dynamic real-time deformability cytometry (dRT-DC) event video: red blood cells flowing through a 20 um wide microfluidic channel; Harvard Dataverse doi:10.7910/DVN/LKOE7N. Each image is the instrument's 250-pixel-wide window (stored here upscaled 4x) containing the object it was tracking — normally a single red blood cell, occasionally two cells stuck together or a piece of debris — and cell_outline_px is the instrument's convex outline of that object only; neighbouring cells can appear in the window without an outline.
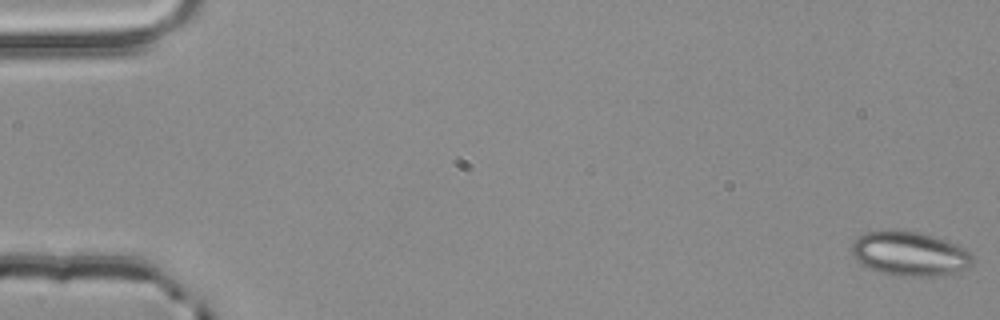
{"species": "common noctule bat (a hibernating species)", "species_latin": "Nyctalus noctula", "temperature_condition": "room temperature", "stored_images_in_passage": 55, "camera_frame_rate_fps": 3000, "um_per_image_px": 0.085, "animal": {"sex": "male", "body_mass_g": 20.4}, "frame": {"image": 1, "passage_image": 1, "time_ms": 0.0, "image_size_px": [1000, 320], "cell_outline_px": [[972, 264], [968, 268], [956, 272], [940, 276], [896, 276], [880, 272], [868, 268], [860, 264], [856, 260], [852, 252], [852, 240], [864, 232], [892, 228], [900, 228], [932, 236], [956, 244], [964, 248], [972, 256]], "centroid_in_image_um": [77.27, 21.55], "position_along_channel_um": 7.7, "area_um2": 31.73}}
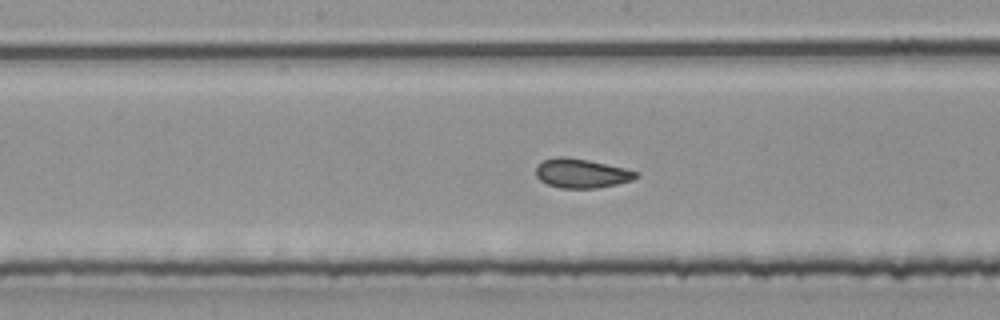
{"frame": {"image": 2, "passage_image": 29, "time_ms": 9.333, "image_size_px": [1000, 320], "cell_outline_px": [[640, 176], [632, 180], [616, 184], [596, 188], [560, 188], [548, 184], [540, 180], [536, 176], [536, 164], [544, 160], [556, 156], [564, 156], [588, 160], [624, 168], [640, 172]], "centroid_in_image_um": [49.42, 14.73], "position_along_channel_um": 198.8, "area_um2": 17.11}}
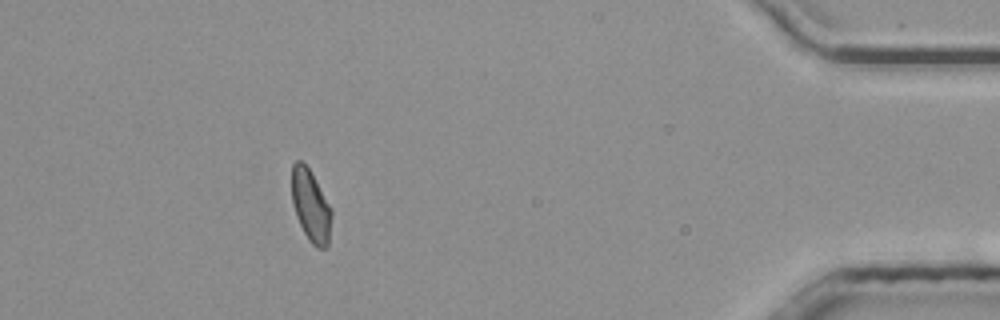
{"frame": {"image": 3, "passage_image": 50, "time_ms": 16.333, "image_size_px": [1000, 320], "cell_outline_px": [[332, 216], [328, 244], [324, 248], [316, 248], [308, 240], [296, 216], [292, 200], [292, 164], [296, 160], [300, 160], [308, 168], [332, 208]], "centroid_in_image_um": [26.42, 17.51], "position_along_channel_um": 408.8, "area_um2": 16.59}, "authors_computed_cell_mechanics": {"area_um2": 17.3978, "velocity_mm_per_s": 3.8302, "shape_relaxation_time_tau1_ms": null, "shape_relaxation_time_tau2_ms": 0.6405, "deformation_change_tau1": null, "deformation_change_tau2": 0.0583}}